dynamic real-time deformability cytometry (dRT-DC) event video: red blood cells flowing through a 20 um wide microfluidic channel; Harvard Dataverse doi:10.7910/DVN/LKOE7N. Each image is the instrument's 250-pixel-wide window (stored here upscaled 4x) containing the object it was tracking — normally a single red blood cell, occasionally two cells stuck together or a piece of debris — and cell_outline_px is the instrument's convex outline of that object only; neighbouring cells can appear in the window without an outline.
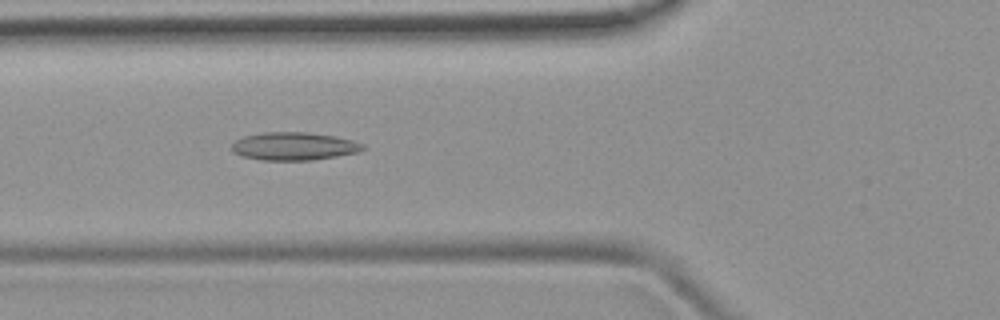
{"species": "common noctule bat (a hibernating species)", "species_latin": "Nyctalus noctula", "temperature_condition": "room temperature", "stored_images_in_passage": 51, "camera_frame_rate_fps": 3000, "um_per_image_px": 0.085, "animal": {"sex": "female", "body_mass_g": 19.9}, "frame": {"image": 1, "passage_image": 19, "time_ms": 6.0, "image_size_px": [1000, 320], "cell_outline_px": [[364, 148], [356, 152], [336, 156], [312, 160], [260, 160], [240, 156], [232, 152], [232, 144], [236, 140], [244, 136], [264, 132], [308, 132], [336, 136], [352, 140], [364, 144]], "centroid_in_image_um": [24.95, 12.43], "position_along_channel_um": 100.9, "area_um2": 21.39}}
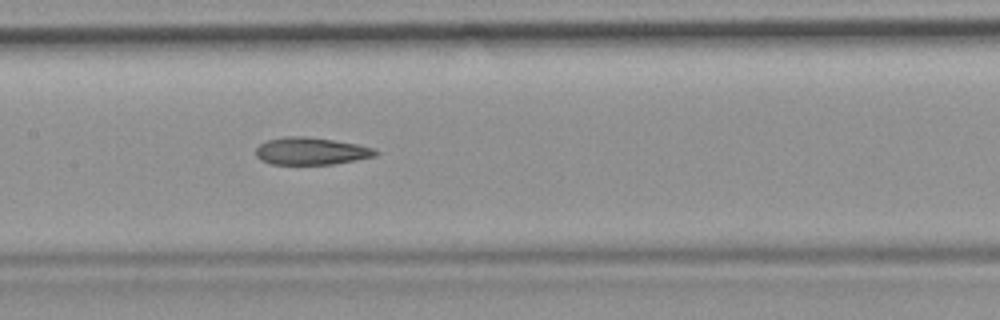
{"frame": {"image": 2, "passage_image": 25, "time_ms": 8.0, "image_size_px": [1000, 320], "cell_outline_px": [[380, 152], [376, 156], [356, 160], [332, 164], [272, 164], [260, 160], [256, 156], [256, 148], [260, 144], [268, 140], [284, 136], [304, 136], [332, 140], [356, 144], [376, 148]], "centroid_in_image_um": [26.46, 12.84], "position_along_channel_um": 180.9, "area_um2": 19.07}}
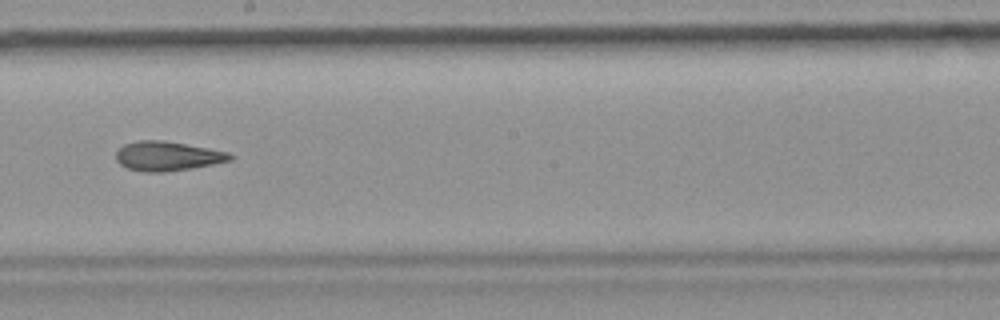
{"frame": {"image": 3, "passage_image": 29, "time_ms": 9.333, "image_size_px": [1000, 320], "cell_outline_px": [[232, 160], [192, 168], [164, 172], [144, 172], [128, 168], [120, 164], [116, 160], [116, 152], [124, 144], [140, 140], [164, 140], [208, 148], [228, 152], [232, 156]], "centroid_in_image_um": [14.21, 13.27], "position_along_channel_um": 234.0, "area_um2": 19.42}, "authors_computed_cell_mechanics": {"area_um2": 20.1722, "velocity_mm_per_s": 4.0021, "shape_relaxation_time_tau1_ms": null, "shape_relaxation_time_tau2_ms": 3.8925, "deformation_change_tau1": null, "deformation_change_tau2": 0.1136}}